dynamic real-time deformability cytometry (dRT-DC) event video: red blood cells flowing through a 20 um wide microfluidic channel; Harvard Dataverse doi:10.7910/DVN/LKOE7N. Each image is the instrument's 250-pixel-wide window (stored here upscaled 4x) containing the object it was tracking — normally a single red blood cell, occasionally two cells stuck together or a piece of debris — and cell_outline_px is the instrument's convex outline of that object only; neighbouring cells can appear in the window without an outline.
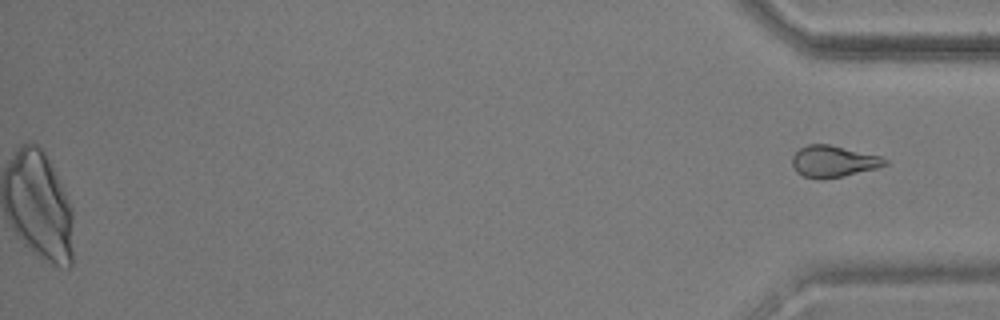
{"species": "common noctule bat (a hibernating species)", "species_latin": "Nyctalus noctula", "temperature_condition": "warm", "stored_images_in_passage": 55, "camera_frame_rate_fps": 3000, "um_per_image_px": 0.085, "animal": {"sex": "male", "body_mass_g": 17.9, "forearm_length_mm": 54.2}, "frame": {"image": 1, "passage_image": 55, "time_ms": 18.0, "image_size_px": [1000, 320], "cell_outline_px": [[888, 164], [876, 168], [844, 176], [820, 180], [804, 176], [796, 172], [792, 164], [792, 156], [800, 148], [808, 144], [828, 144], [880, 156], [888, 160]], "centroid_in_image_um": [70.82, 13.73], "position_along_channel_um": 364.4, "area_um2": 16.99}}